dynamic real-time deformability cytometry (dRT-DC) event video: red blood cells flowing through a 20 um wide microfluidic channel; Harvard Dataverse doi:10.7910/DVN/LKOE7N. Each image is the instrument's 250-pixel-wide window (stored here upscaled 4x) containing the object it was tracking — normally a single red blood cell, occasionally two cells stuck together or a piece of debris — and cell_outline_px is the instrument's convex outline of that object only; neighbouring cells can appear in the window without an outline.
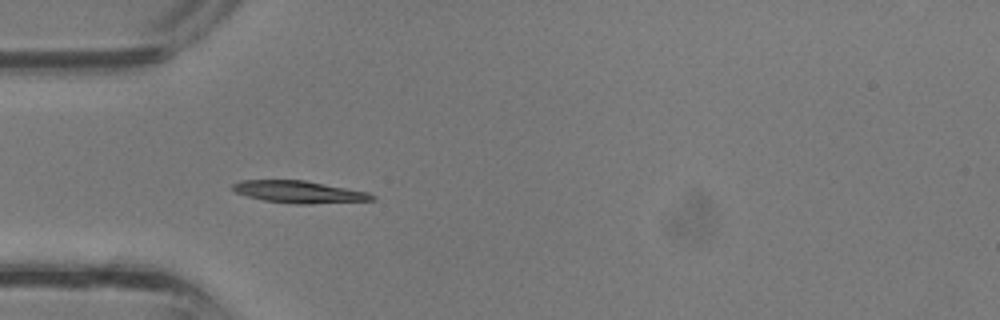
{"species": "common noctule bat (a hibernating species)", "species_latin": "Nyctalus noctula", "temperature_condition": "room temperature", "stored_images_in_passage": 26, "camera_frame_rate_fps": 3000, "um_per_image_px": 0.085, "animal": {"sex": "male", "body_mass_g": 13.3}, "frame": {"image": 1, "passage_image": 1, "time_ms": 0.0, "image_size_px": [1000, 320], "cell_outline_px": [[376, 200], [312, 204], [296, 204], [264, 200], [248, 196], [236, 192], [232, 188], [232, 184], [240, 180], [304, 180], [368, 192], [376, 196]], "centroid_in_image_um": [25.45, 16.31], "position_along_channel_um": 59.6, "area_um2": 17.92}}
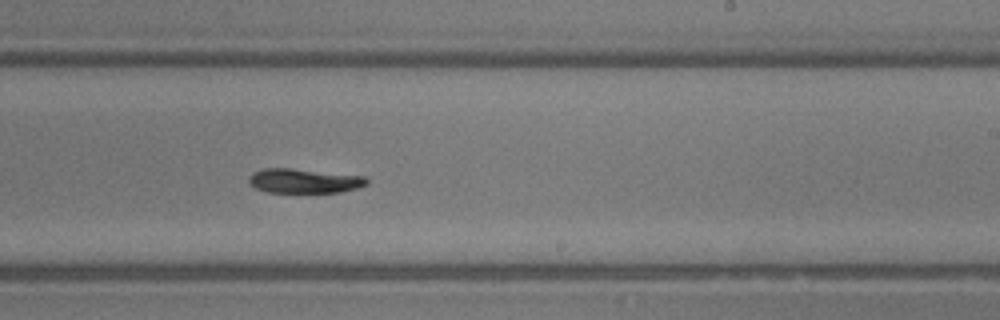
{"frame": {"image": 2, "passage_image": 12, "time_ms": 3.667, "image_size_px": [1000, 320], "cell_outline_px": [[368, 184], [356, 188], [340, 192], [268, 192], [256, 188], [248, 184], [248, 180], [256, 172], [264, 168], [292, 168], [364, 176], [368, 180]], "centroid_in_image_um": [25.86, 15.37], "position_along_channel_um": 263.1, "area_um2": 16.59}}
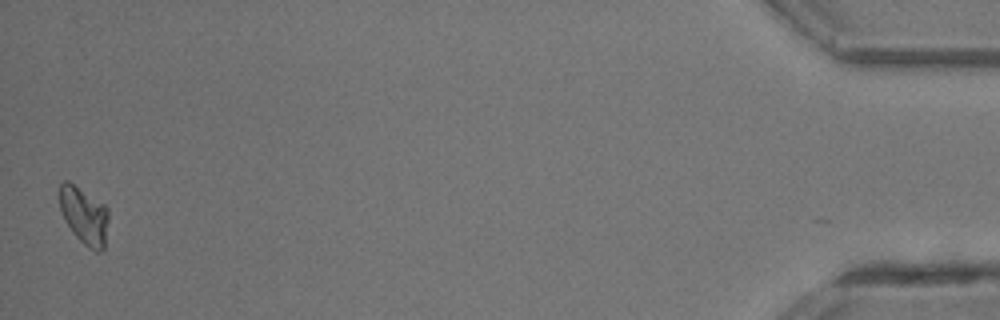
{"frame": {"image": 3, "passage_image": 26, "time_ms": 8.333, "image_size_px": [1000, 320], "cell_outline_px": [[108, 220], [104, 248], [100, 252], [96, 252], [88, 248], [72, 232], [64, 220], [60, 208], [60, 184], [64, 180], [68, 180], [104, 204], [108, 208]], "centroid_in_image_um": [7.16, 18.33], "position_along_channel_um": 428.0, "area_um2": 16.36}}